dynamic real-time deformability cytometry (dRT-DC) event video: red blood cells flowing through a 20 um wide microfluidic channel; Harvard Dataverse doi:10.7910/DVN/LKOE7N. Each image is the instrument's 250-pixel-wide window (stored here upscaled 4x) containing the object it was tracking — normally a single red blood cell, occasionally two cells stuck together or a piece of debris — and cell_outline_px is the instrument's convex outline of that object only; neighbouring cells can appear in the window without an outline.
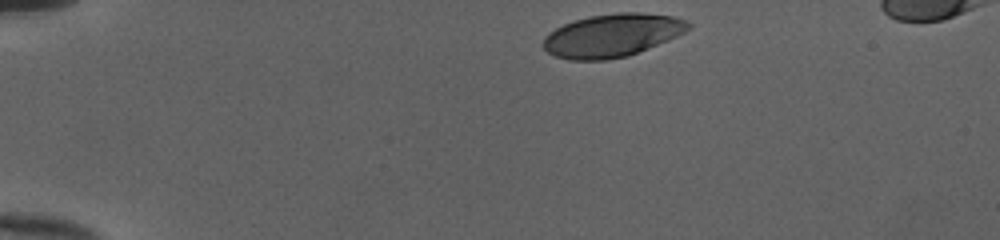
{"species": "human", "species_latin": "Homo sapiens", "temperature_condition": "cold", "stored_images_in_passage": 35, "camera_frame_rate_fps": 3000, "um_per_image_px": 0.085, "donor": {"sex": "female"}, "frame": {"image": 1, "passage_image": 1, "time_ms": 0.0, "image_size_px": [1000, 240], "cell_outline_px": [[692, 28], [668, 40], [628, 56], [608, 60], [568, 60], [556, 56], [548, 52], [544, 48], [544, 36], [548, 32], [564, 24], [588, 16], [620, 12], [640, 12], [672, 16], [684, 20], [692, 24]], "centroid_in_image_um": [52.04, 3.01], "position_along_channel_um": 33.0, "area_um2": 36.36}}
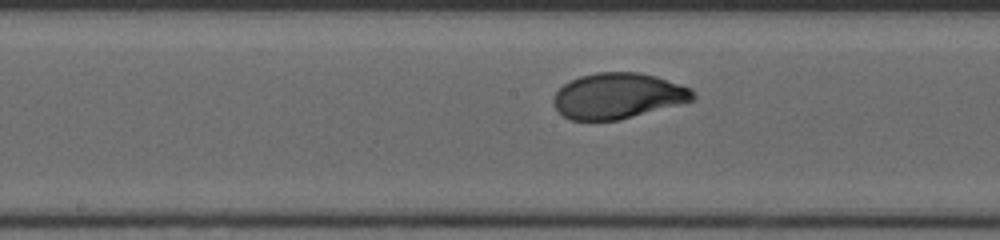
{"frame": {"image": 2, "passage_image": 19, "time_ms": 6.0, "image_size_px": [1000, 240], "cell_outline_px": [[696, 100], [620, 120], [572, 120], [564, 116], [552, 104], [552, 100], [556, 92], [564, 84], [580, 76], [596, 72], [640, 72], [656, 76], [692, 88], [696, 96]], "centroid_in_image_um": [52.56, 8.15], "position_along_channel_um": 195.6, "area_um2": 37.28}}
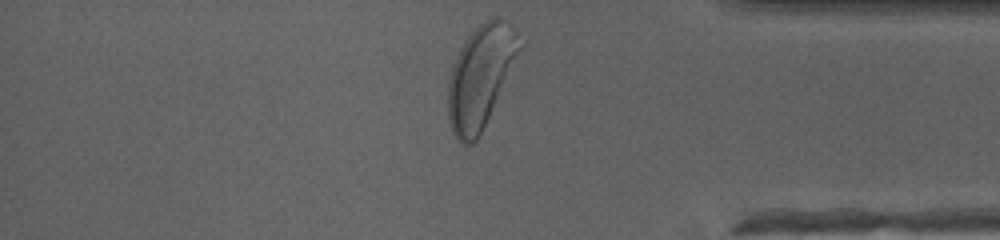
{"frame": {"image": 3, "passage_image": 35, "time_ms": 11.333, "image_size_px": [1000, 240], "cell_outline_px": [[524, 48], [476, 140], [472, 144], [460, 144], [456, 140], [452, 132], [448, 120], [448, 80], [452, 64], [464, 40], [484, 20], [492, 16], [500, 16], [516, 32], [524, 44]], "centroid_in_image_um": [40.85, 6.48], "position_along_channel_um": 394.3, "area_um2": 43.0}, "authors_computed_cell_mechanics": {"area_um2": 37.2232, "velocity_mm_per_s": 3.9812, "shape_relaxation_time_tau1_ms": 1.9248, "shape_relaxation_time_tau2_ms": null, "deformation_change_tau1": 0.1513, "deformation_change_tau2": null}}